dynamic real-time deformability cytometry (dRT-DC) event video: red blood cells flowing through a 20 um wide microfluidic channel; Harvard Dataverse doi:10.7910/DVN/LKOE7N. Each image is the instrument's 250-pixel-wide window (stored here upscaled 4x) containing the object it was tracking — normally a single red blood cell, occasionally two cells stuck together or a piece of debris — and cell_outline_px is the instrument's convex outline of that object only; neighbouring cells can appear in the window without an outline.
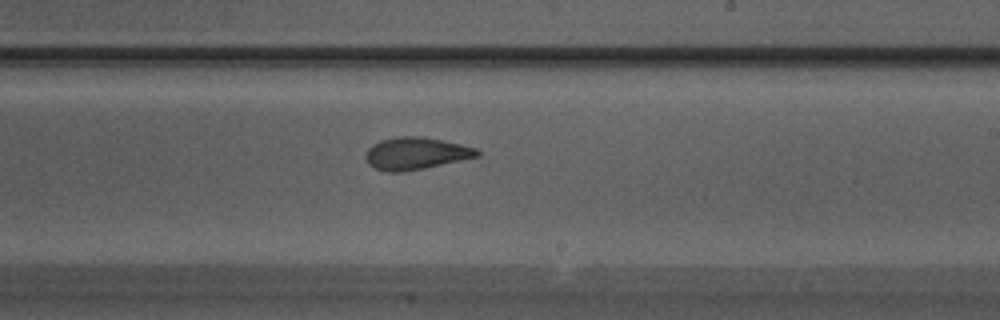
{"species": "Egyptian fruit bat (a non-hibernating species)", "species_latin": "Rousettus aegyptiacus", "temperature_condition": "warm", "stored_images_in_passage": 24, "camera_frame_rate_fps": 3000, "um_per_image_px": 0.085, "animal": {"sex": "male"}, "frame": {"image": 1, "passage_image": 11, "time_ms": 3.333, "image_size_px": [1000, 320], "cell_outline_px": [[480, 156], [424, 168], [404, 172], [388, 172], [376, 168], [368, 164], [364, 156], [368, 148], [372, 144], [380, 140], [400, 136], [420, 136], [460, 144], [476, 148], [480, 152]], "centroid_in_image_um": [35.32, 13.04], "position_along_channel_um": 253.7, "area_um2": 20.87}}
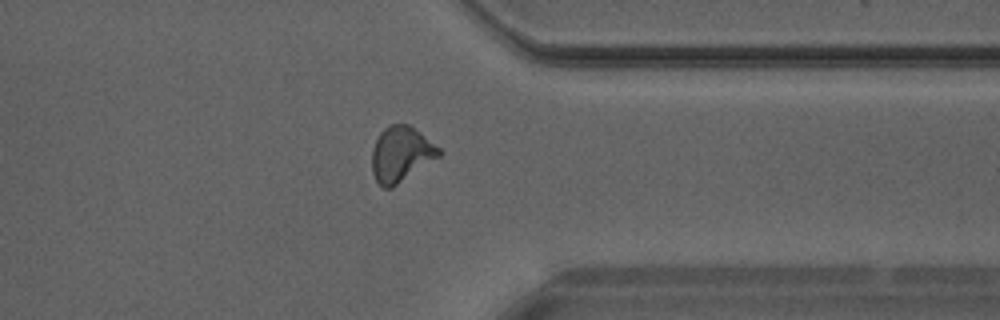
{"frame": {"image": 2, "passage_image": 17, "time_ms": 5.333, "image_size_px": [1000, 320], "cell_outline_px": [[444, 152], [440, 156], [392, 188], [384, 188], [376, 180], [372, 172], [372, 148], [380, 132], [388, 124], [408, 124], [420, 132], [440, 148]], "centroid_in_image_um": [34.09, 13.09], "position_along_channel_um": 377.3, "area_um2": 21.62}}